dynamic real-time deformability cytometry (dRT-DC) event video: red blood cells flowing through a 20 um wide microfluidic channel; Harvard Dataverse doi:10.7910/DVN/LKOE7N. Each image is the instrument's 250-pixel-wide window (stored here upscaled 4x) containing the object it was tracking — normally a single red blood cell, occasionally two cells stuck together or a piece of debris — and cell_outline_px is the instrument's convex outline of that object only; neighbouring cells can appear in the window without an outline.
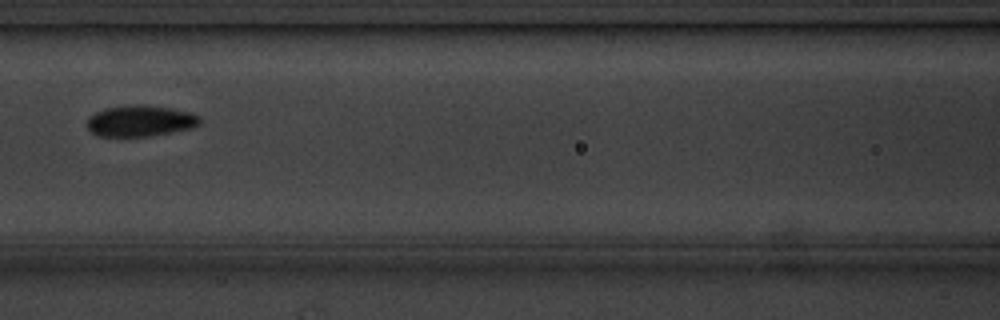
{"species": "common noctule bat (a hibernating species)", "species_latin": "Nyctalus noctula", "temperature_condition": "cold", "stored_images_in_passage": 3, "camera_frame_rate_fps": 3000, "um_per_image_px": 0.085, "animal": {"sex": "male", "body_mass_g": 20.1, "forearm_length_mm": 53.5}, "frame": {"image": 1, "passage_image": 3, "time_ms": 2.333, "image_size_px": [1000, 320], "cell_outline_px": [[200, 124], [192, 128], [152, 136], [96, 136], [88, 128], [88, 116], [104, 108], [136, 104], [168, 108], [192, 112], [200, 116]], "centroid_in_image_um": [11.93, 10.28], "position_along_channel_um": 154.7, "area_um2": 20.46}}